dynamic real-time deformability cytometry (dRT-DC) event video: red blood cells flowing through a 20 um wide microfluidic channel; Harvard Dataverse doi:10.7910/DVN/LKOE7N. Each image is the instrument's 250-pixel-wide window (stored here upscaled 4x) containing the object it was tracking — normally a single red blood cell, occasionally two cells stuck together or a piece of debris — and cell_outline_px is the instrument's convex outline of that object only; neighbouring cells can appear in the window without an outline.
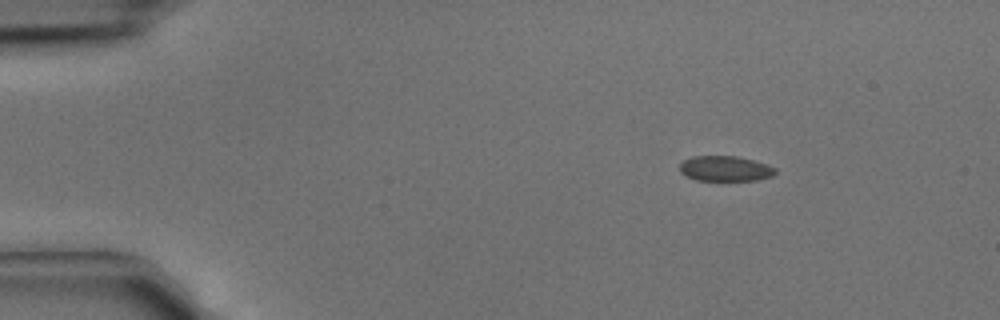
{"species": "common noctule bat (a hibernating species)", "species_latin": "Nyctalus noctula", "temperature_condition": "cold", "stored_images_in_passage": 38, "camera_frame_rate_fps": 3000, "um_per_image_px": 0.085, "animal": {"sex": "male", "body_mass_g": 15.6}, "frame": {"image": 1, "passage_image": 1, "time_ms": 0.0, "image_size_px": [1000, 320], "cell_outline_px": [[776, 172], [772, 176], [756, 180], [696, 180], [684, 176], [680, 172], [680, 164], [684, 160], [692, 156], [736, 156], [768, 164], [776, 168]], "centroid_in_image_um": [61.63, 14.33], "position_along_channel_um": 23.4, "area_um2": 14.1}}
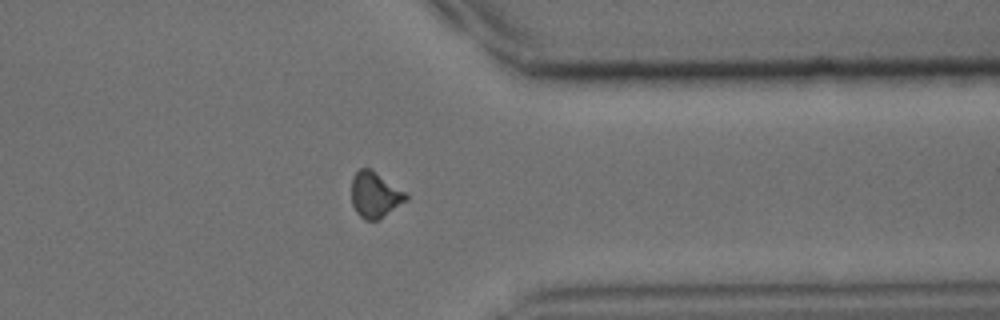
{"frame": {"image": 2, "passage_image": 29, "time_ms": 9.333, "image_size_px": [1000, 320], "cell_outline_px": [[408, 200], [380, 220], [364, 220], [356, 212], [352, 204], [352, 176], [360, 168], [372, 168], [408, 192]], "centroid_in_image_um": [31.92, 16.55], "position_along_channel_um": 379.5, "area_um2": 15.09}}
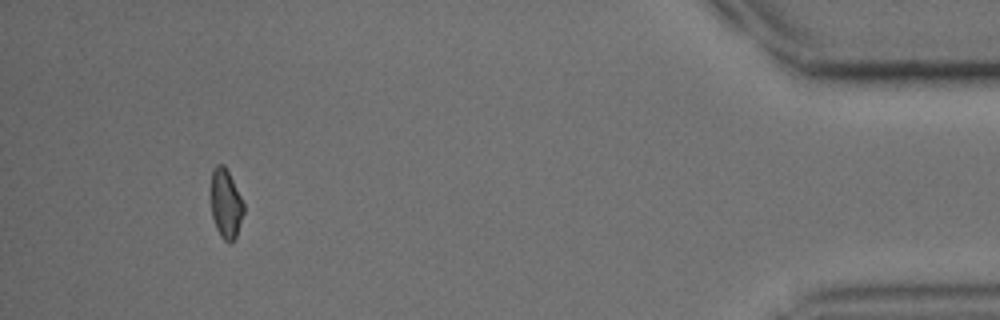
{"frame": {"image": 3, "passage_image": 35, "time_ms": 11.333, "image_size_px": [1000, 320], "cell_outline_px": [[244, 212], [236, 236], [232, 244], [228, 244], [220, 236], [216, 228], [212, 216], [212, 172], [216, 164], [224, 164], [244, 204]], "centroid_in_image_um": [19.2, 17.37], "position_along_channel_um": 416.0, "area_um2": 13.01}}